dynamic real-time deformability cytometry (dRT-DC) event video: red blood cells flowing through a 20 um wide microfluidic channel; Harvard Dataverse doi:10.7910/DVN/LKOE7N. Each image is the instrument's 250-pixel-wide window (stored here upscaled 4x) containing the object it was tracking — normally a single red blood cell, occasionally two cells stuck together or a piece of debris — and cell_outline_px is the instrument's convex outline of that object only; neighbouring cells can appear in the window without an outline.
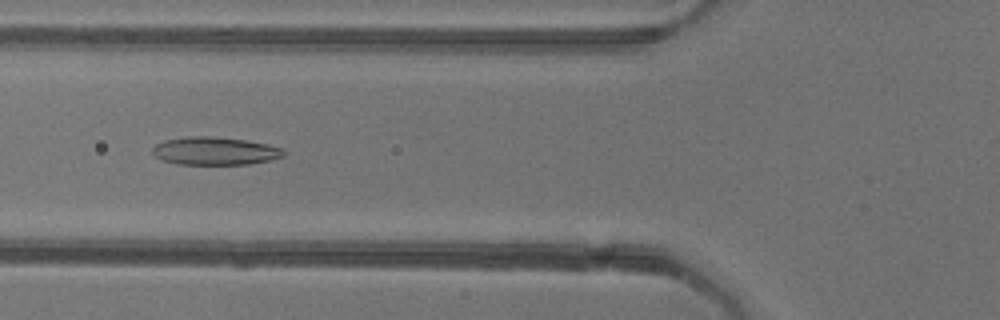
{"species": "common noctule bat (a hibernating species)", "species_latin": "Nyctalus noctula", "temperature_condition": "warm", "stored_images_in_passage": 52, "camera_frame_rate_fps": 3000, "um_per_image_px": 0.085, "animal": {"sex": "female"}, "frame": {"image": 1, "passage_image": 19, "time_ms": 6.0, "image_size_px": [1000, 320], "cell_outline_px": [[284, 156], [268, 160], [248, 164], [176, 164], [164, 160], [156, 156], [152, 152], [152, 148], [156, 144], [164, 140], [188, 136], [212, 136], [244, 140], [268, 144], [284, 148]], "centroid_in_image_um": [18.26, 12.82], "position_along_channel_um": 107.5, "area_um2": 21.27}}
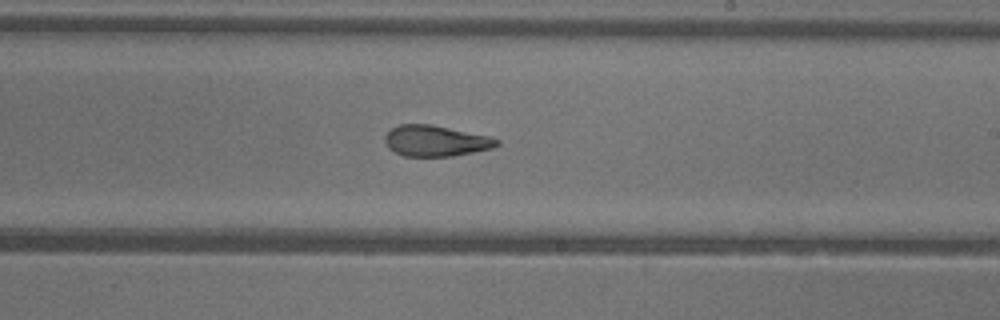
{"frame": {"image": 2, "passage_image": 30, "time_ms": 9.667, "image_size_px": [1000, 320], "cell_outline_px": [[500, 144], [492, 148], [452, 156], [404, 156], [388, 148], [384, 140], [384, 136], [392, 128], [400, 124], [428, 124], [488, 136], [500, 140]], "centroid_in_image_um": [37.01, 11.98], "position_along_channel_um": 252.0, "area_um2": 19.88}}
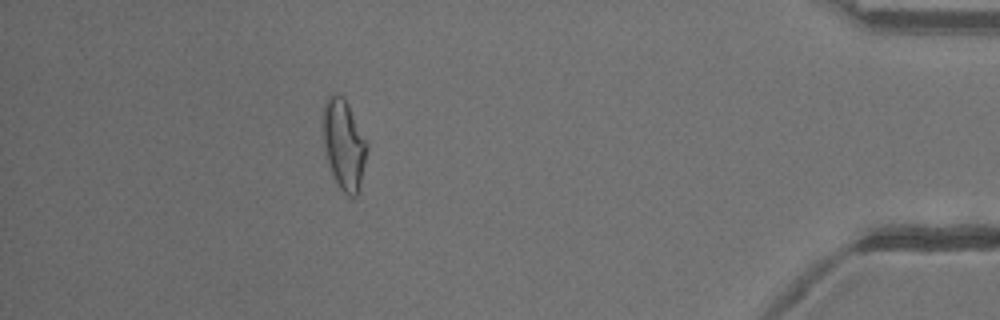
{"frame": {"image": 3, "passage_image": 46, "time_ms": 15.0, "image_size_px": [1000, 320], "cell_outline_px": [[368, 148], [360, 184], [356, 196], [348, 196], [336, 184], [332, 176], [324, 156], [324, 100], [332, 92], [344, 96], [368, 144]], "centroid_in_image_um": [29.21, 12.28], "position_along_channel_um": 406.0, "area_um2": 23.18}, "authors_computed_cell_mechanics": {"area_um2": 22.253, "velocity_mm_per_s": 3.9299, "shape_relaxation_time_tau1_ms": 10.9447, "shape_relaxation_time_tau2_ms": 2.0835, "deformation_change_tau1": 0.2702, "deformation_change_tau2": 0.1043}}